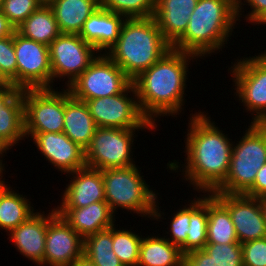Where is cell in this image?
<instances>
[{
    "mask_svg": "<svg viewBox=\"0 0 266 266\" xmlns=\"http://www.w3.org/2000/svg\"><path fill=\"white\" fill-rule=\"evenodd\" d=\"M207 115L201 111L190 114L184 142L187 157L181 167L185 181L198 193H212L225 181L233 147L228 134Z\"/></svg>",
    "mask_w": 266,
    "mask_h": 266,
    "instance_id": "obj_1",
    "label": "cell"
},
{
    "mask_svg": "<svg viewBox=\"0 0 266 266\" xmlns=\"http://www.w3.org/2000/svg\"><path fill=\"white\" fill-rule=\"evenodd\" d=\"M196 58L199 57L171 49L132 81L140 110L155 127L159 116L174 118L183 110L188 65Z\"/></svg>",
    "mask_w": 266,
    "mask_h": 266,
    "instance_id": "obj_2",
    "label": "cell"
},
{
    "mask_svg": "<svg viewBox=\"0 0 266 266\" xmlns=\"http://www.w3.org/2000/svg\"><path fill=\"white\" fill-rule=\"evenodd\" d=\"M237 18V5L232 0H198L190 15L185 33L172 49L206 57L220 52L231 37Z\"/></svg>",
    "mask_w": 266,
    "mask_h": 266,
    "instance_id": "obj_3",
    "label": "cell"
},
{
    "mask_svg": "<svg viewBox=\"0 0 266 266\" xmlns=\"http://www.w3.org/2000/svg\"><path fill=\"white\" fill-rule=\"evenodd\" d=\"M171 49L153 17L126 18L106 55L133 81Z\"/></svg>",
    "mask_w": 266,
    "mask_h": 266,
    "instance_id": "obj_4",
    "label": "cell"
},
{
    "mask_svg": "<svg viewBox=\"0 0 266 266\" xmlns=\"http://www.w3.org/2000/svg\"><path fill=\"white\" fill-rule=\"evenodd\" d=\"M138 168L133 165L102 170L105 201L115 214L118 212L116 209L120 207L119 209L139 214L141 217H151L152 220L161 221L165 213L159 209L161 208L157 199L159 193L149 188Z\"/></svg>",
    "mask_w": 266,
    "mask_h": 266,
    "instance_id": "obj_5",
    "label": "cell"
},
{
    "mask_svg": "<svg viewBox=\"0 0 266 266\" xmlns=\"http://www.w3.org/2000/svg\"><path fill=\"white\" fill-rule=\"evenodd\" d=\"M248 127L242 138L233 142L228 175L212 193L245 194L266 163V123H250Z\"/></svg>",
    "mask_w": 266,
    "mask_h": 266,
    "instance_id": "obj_6",
    "label": "cell"
},
{
    "mask_svg": "<svg viewBox=\"0 0 266 266\" xmlns=\"http://www.w3.org/2000/svg\"><path fill=\"white\" fill-rule=\"evenodd\" d=\"M229 68L237 100L250 112L251 123H266V51L256 57H244Z\"/></svg>",
    "mask_w": 266,
    "mask_h": 266,
    "instance_id": "obj_7",
    "label": "cell"
},
{
    "mask_svg": "<svg viewBox=\"0 0 266 266\" xmlns=\"http://www.w3.org/2000/svg\"><path fill=\"white\" fill-rule=\"evenodd\" d=\"M156 128H105L97 127L90 145L85 149L86 166L104 170L125 168L135 165L133 160V142L135 131ZM135 136V137H134Z\"/></svg>",
    "mask_w": 266,
    "mask_h": 266,
    "instance_id": "obj_8",
    "label": "cell"
},
{
    "mask_svg": "<svg viewBox=\"0 0 266 266\" xmlns=\"http://www.w3.org/2000/svg\"><path fill=\"white\" fill-rule=\"evenodd\" d=\"M86 103L97 127L157 128L142 114L133 83L122 93L87 100Z\"/></svg>",
    "mask_w": 266,
    "mask_h": 266,
    "instance_id": "obj_9",
    "label": "cell"
},
{
    "mask_svg": "<svg viewBox=\"0 0 266 266\" xmlns=\"http://www.w3.org/2000/svg\"><path fill=\"white\" fill-rule=\"evenodd\" d=\"M23 90L25 133H61L64 128L65 89Z\"/></svg>",
    "mask_w": 266,
    "mask_h": 266,
    "instance_id": "obj_10",
    "label": "cell"
},
{
    "mask_svg": "<svg viewBox=\"0 0 266 266\" xmlns=\"http://www.w3.org/2000/svg\"><path fill=\"white\" fill-rule=\"evenodd\" d=\"M132 81L106 54H99L67 88L80 101L122 93Z\"/></svg>",
    "mask_w": 266,
    "mask_h": 266,
    "instance_id": "obj_11",
    "label": "cell"
},
{
    "mask_svg": "<svg viewBox=\"0 0 266 266\" xmlns=\"http://www.w3.org/2000/svg\"><path fill=\"white\" fill-rule=\"evenodd\" d=\"M52 86L55 78L64 79L68 88L100 54L79 34L61 33L49 45ZM54 80V81H53Z\"/></svg>",
    "mask_w": 266,
    "mask_h": 266,
    "instance_id": "obj_12",
    "label": "cell"
},
{
    "mask_svg": "<svg viewBox=\"0 0 266 266\" xmlns=\"http://www.w3.org/2000/svg\"><path fill=\"white\" fill-rule=\"evenodd\" d=\"M17 61V89L52 87L49 46L26 38L14 31Z\"/></svg>",
    "mask_w": 266,
    "mask_h": 266,
    "instance_id": "obj_13",
    "label": "cell"
},
{
    "mask_svg": "<svg viewBox=\"0 0 266 266\" xmlns=\"http://www.w3.org/2000/svg\"><path fill=\"white\" fill-rule=\"evenodd\" d=\"M84 239L60 216L54 207L48 213L44 251L45 266H70L83 255Z\"/></svg>",
    "mask_w": 266,
    "mask_h": 266,
    "instance_id": "obj_14",
    "label": "cell"
},
{
    "mask_svg": "<svg viewBox=\"0 0 266 266\" xmlns=\"http://www.w3.org/2000/svg\"><path fill=\"white\" fill-rule=\"evenodd\" d=\"M229 211L239 243L266 237L260 198L244 194L212 193Z\"/></svg>",
    "mask_w": 266,
    "mask_h": 266,
    "instance_id": "obj_15",
    "label": "cell"
},
{
    "mask_svg": "<svg viewBox=\"0 0 266 266\" xmlns=\"http://www.w3.org/2000/svg\"><path fill=\"white\" fill-rule=\"evenodd\" d=\"M33 139L44 159L58 171L68 174L86 166L85 150L73 142L64 132L25 133Z\"/></svg>",
    "mask_w": 266,
    "mask_h": 266,
    "instance_id": "obj_16",
    "label": "cell"
},
{
    "mask_svg": "<svg viewBox=\"0 0 266 266\" xmlns=\"http://www.w3.org/2000/svg\"><path fill=\"white\" fill-rule=\"evenodd\" d=\"M70 174L71 180L62 194L61 204L55 208H82L105 201L102 171L85 166ZM73 178V179H72Z\"/></svg>",
    "mask_w": 266,
    "mask_h": 266,
    "instance_id": "obj_17",
    "label": "cell"
},
{
    "mask_svg": "<svg viewBox=\"0 0 266 266\" xmlns=\"http://www.w3.org/2000/svg\"><path fill=\"white\" fill-rule=\"evenodd\" d=\"M34 212L30 217L8 234V239L16 246L21 255L44 266V251L48 225V214L45 211ZM45 214V215H44Z\"/></svg>",
    "mask_w": 266,
    "mask_h": 266,
    "instance_id": "obj_18",
    "label": "cell"
},
{
    "mask_svg": "<svg viewBox=\"0 0 266 266\" xmlns=\"http://www.w3.org/2000/svg\"><path fill=\"white\" fill-rule=\"evenodd\" d=\"M56 211L83 239L109 229L116 221V215L106 201L82 208H56Z\"/></svg>",
    "mask_w": 266,
    "mask_h": 266,
    "instance_id": "obj_19",
    "label": "cell"
},
{
    "mask_svg": "<svg viewBox=\"0 0 266 266\" xmlns=\"http://www.w3.org/2000/svg\"><path fill=\"white\" fill-rule=\"evenodd\" d=\"M126 18L101 6L85 21L79 36L100 54H106L119 38ZM103 51V52H102Z\"/></svg>",
    "mask_w": 266,
    "mask_h": 266,
    "instance_id": "obj_20",
    "label": "cell"
},
{
    "mask_svg": "<svg viewBox=\"0 0 266 266\" xmlns=\"http://www.w3.org/2000/svg\"><path fill=\"white\" fill-rule=\"evenodd\" d=\"M198 0H156L153 18L164 38L173 45L187 30Z\"/></svg>",
    "mask_w": 266,
    "mask_h": 266,
    "instance_id": "obj_21",
    "label": "cell"
},
{
    "mask_svg": "<svg viewBox=\"0 0 266 266\" xmlns=\"http://www.w3.org/2000/svg\"><path fill=\"white\" fill-rule=\"evenodd\" d=\"M96 129L87 103L75 99L66 88L63 132L85 150L90 145Z\"/></svg>",
    "mask_w": 266,
    "mask_h": 266,
    "instance_id": "obj_22",
    "label": "cell"
},
{
    "mask_svg": "<svg viewBox=\"0 0 266 266\" xmlns=\"http://www.w3.org/2000/svg\"><path fill=\"white\" fill-rule=\"evenodd\" d=\"M100 6V0H56L50 8L61 33L80 34L85 21Z\"/></svg>",
    "mask_w": 266,
    "mask_h": 266,
    "instance_id": "obj_23",
    "label": "cell"
},
{
    "mask_svg": "<svg viewBox=\"0 0 266 266\" xmlns=\"http://www.w3.org/2000/svg\"><path fill=\"white\" fill-rule=\"evenodd\" d=\"M167 236L142 237L137 266H183L181 248L166 239Z\"/></svg>",
    "mask_w": 266,
    "mask_h": 266,
    "instance_id": "obj_24",
    "label": "cell"
},
{
    "mask_svg": "<svg viewBox=\"0 0 266 266\" xmlns=\"http://www.w3.org/2000/svg\"><path fill=\"white\" fill-rule=\"evenodd\" d=\"M23 90L0 109V141L10 150L25 138Z\"/></svg>",
    "mask_w": 266,
    "mask_h": 266,
    "instance_id": "obj_25",
    "label": "cell"
},
{
    "mask_svg": "<svg viewBox=\"0 0 266 266\" xmlns=\"http://www.w3.org/2000/svg\"><path fill=\"white\" fill-rule=\"evenodd\" d=\"M207 243L241 244L228 209L208 193Z\"/></svg>",
    "mask_w": 266,
    "mask_h": 266,
    "instance_id": "obj_26",
    "label": "cell"
},
{
    "mask_svg": "<svg viewBox=\"0 0 266 266\" xmlns=\"http://www.w3.org/2000/svg\"><path fill=\"white\" fill-rule=\"evenodd\" d=\"M7 185L0 191V230L9 233L25 222L35 210L26 195L19 194Z\"/></svg>",
    "mask_w": 266,
    "mask_h": 266,
    "instance_id": "obj_27",
    "label": "cell"
},
{
    "mask_svg": "<svg viewBox=\"0 0 266 266\" xmlns=\"http://www.w3.org/2000/svg\"><path fill=\"white\" fill-rule=\"evenodd\" d=\"M16 31L26 38L49 46L61 32L50 7L40 6Z\"/></svg>",
    "mask_w": 266,
    "mask_h": 266,
    "instance_id": "obj_28",
    "label": "cell"
},
{
    "mask_svg": "<svg viewBox=\"0 0 266 266\" xmlns=\"http://www.w3.org/2000/svg\"><path fill=\"white\" fill-rule=\"evenodd\" d=\"M207 195V196H206ZM190 202V223L187 232V253L204 249L207 244L208 193Z\"/></svg>",
    "mask_w": 266,
    "mask_h": 266,
    "instance_id": "obj_29",
    "label": "cell"
},
{
    "mask_svg": "<svg viewBox=\"0 0 266 266\" xmlns=\"http://www.w3.org/2000/svg\"><path fill=\"white\" fill-rule=\"evenodd\" d=\"M83 255L96 266H124L113 252L112 226L86 237Z\"/></svg>",
    "mask_w": 266,
    "mask_h": 266,
    "instance_id": "obj_30",
    "label": "cell"
},
{
    "mask_svg": "<svg viewBox=\"0 0 266 266\" xmlns=\"http://www.w3.org/2000/svg\"><path fill=\"white\" fill-rule=\"evenodd\" d=\"M115 225L112 226L113 252L124 266H137L143 236L123 227L119 230Z\"/></svg>",
    "mask_w": 266,
    "mask_h": 266,
    "instance_id": "obj_31",
    "label": "cell"
},
{
    "mask_svg": "<svg viewBox=\"0 0 266 266\" xmlns=\"http://www.w3.org/2000/svg\"><path fill=\"white\" fill-rule=\"evenodd\" d=\"M101 7L125 18L153 17L156 0H100Z\"/></svg>",
    "mask_w": 266,
    "mask_h": 266,
    "instance_id": "obj_32",
    "label": "cell"
},
{
    "mask_svg": "<svg viewBox=\"0 0 266 266\" xmlns=\"http://www.w3.org/2000/svg\"><path fill=\"white\" fill-rule=\"evenodd\" d=\"M187 205H183L182 209H178L177 212L173 213L172 218H168L171 219L168 222L170 223V230L168 232L165 231L170 235L166 239L180 247L183 254H187V232L189 231L190 223V204Z\"/></svg>",
    "mask_w": 266,
    "mask_h": 266,
    "instance_id": "obj_33",
    "label": "cell"
},
{
    "mask_svg": "<svg viewBox=\"0 0 266 266\" xmlns=\"http://www.w3.org/2000/svg\"><path fill=\"white\" fill-rule=\"evenodd\" d=\"M203 250L217 266H243L241 244L207 243Z\"/></svg>",
    "mask_w": 266,
    "mask_h": 266,
    "instance_id": "obj_34",
    "label": "cell"
},
{
    "mask_svg": "<svg viewBox=\"0 0 266 266\" xmlns=\"http://www.w3.org/2000/svg\"><path fill=\"white\" fill-rule=\"evenodd\" d=\"M39 7L36 0H3L1 11L16 30Z\"/></svg>",
    "mask_w": 266,
    "mask_h": 266,
    "instance_id": "obj_35",
    "label": "cell"
},
{
    "mask_svg": "<svg viewBox=\"0 0 266 266\" xmlns=\"http://www.w3.org/2000/svg\"><path fill=\"white\" fill-rule=\"evenodd\" d=\"M0 68L2 73L17 88V61L14 49V33L11 36L0 39Z\"/></svg>",
    "mask_w": 266,
    "mask_h": 266,
    "instance_id": "obj_36",
    "label": "cell"
},
{
    "mask_svg": "<svg viewBox=\"0 0 266 266\" xmlns=\"http://www.w3.org/2000/svg\"><path fill=\"white\" fill-rule=\"evenodd\" d=\"M243 266H266V237L241 244Z\"/></svg>",
    "mask_w": 266,
    "mask_h": 266,
    "instance_id": "obj_37",
    "label": "cell"
},
{
    "mask_svg": "<svg viewBox=\"0 0 266 266\" xmlns=\"http://www.w3.org/2000/svg\"><path fill=\"white\" fill-rule=\"evenodd\" d=\"M242 5H248L251 8V11L245 16L246 22L259 26L266 19V0H243V2H240L237 5L238 21L242 16V12H244L241 11L244 8Z\"/></svg>",
    "mask_w": 266,
    "mask_h": 266,
    "instance_id": "obj_38",
    "label": "cell"
},
{
    "mask_svg": "<svg viewBox=\"0 0 266 266\" xmlns=\"http://www.w3.org/2000/svg\"><path fill=\"white\" fill-rule=\"evenodd\" d=\"M183 266H217L212 257L203 249L184 254Z\"/></svg>",
    "mask_w": 266,
    "mask_h": 266,
    "instance_id": "obj_39",
    "label": "cell"
},
{
    "mask_svg": "<svg viewBox=\"0 0 266 266\" xmlns=\"http://www.w3.org/2000/svg\"><path fill=\"white\" fill-rule=\"evenodd\" d=\"M244 195L252 198L266 197V163L259 169L253 186Z\"/></svg>",
    "mask_w": 266,
    "mask_h": 266,
    "instance_id": "obj_40",
    "label": "cell"
},
{
    "mask_svg": "<svg viewBox=\"0 0 266 266\" xmlns=\"http://www.w3.org/2000/svg\"><path fill=\"white\" fill-rule=\"evenodd\" d=\"M15 31V28L9 23L6 16L0 9V39L11 36Z\"/></svg>",
    "mask_w": 266,
    "mask_h": 266,
    "instance_id": "obj_41",
    "label": "cell"
},
{
    "mask_svg": "<svg viewBox=\"0 0 266 266\" xmlns=\"http://www.w3.org/2000/svg\"><path fill=\"white\" fill-rule=\"evenodd\" d=\"M19 91L13 86L0 87V109Z\"/></svg>",
    "mask_w": 266,
    "mask_h": 266,
    "instance_id": "obj_42",
    "label": "cell"
},
{
    "mask_svg": "<svg viewBox=\"0 0 266 266\" xmlns=\"http://www.w3.org/2000/svg\"><path fill=\"white\" fill-rule=\"evenodd\" d=\"M70 266H96L92 263L86 256L82 255L76 261H74Z\"/></svg>",
    "mask_w": 266,
    "mask_h": 266,
    "instance_id": "obj_43",
    "label": "cell"
},
{
    "mask_svg": "<svg viewBox=\"0 0 266 266\" xmlns=\"http://www.w3.org/2000/svg\"><path fill=\"white\" fill-rule=\"evenodd\" d=\"M12 86L11 81L2 73L0 68V87Z\"/></svg>",
    "mask_w": 266,
    "mask_h": 266,
    "instance_id": "obj_44",
    "label": "cell"
},
{
    "mask_svg": "<svg viewBox=\"0 0 266 266\" xmlns=\"http://www.w3.org/2000/svg\"><path fill=\"white\" fill-rule=\"evenodd\" d=\"M5 164H3L2 162L0 163V191L4 188V186L6 185V181H3L5 178L2 179L3 172L5 171Z\"/></svg>",
    "mask_w": 266,
    "mask_h": 266,
    "instance_id": "obj_45",
    "label": "cell"
},
{
    "mask_svg": "<svg viewBox=\"0 0 266 266\" xmlns=\"http://www.w3.org/2000/svg\"><path fill=\"white\" fill-rule=\"evenodd\" d=\"M40 6L50 7L56 0H36Z\"/></svg>",
    "mask_w": 266,
    "mask_h": 266,
    "instance_id": "obj_46",
    "label": "cell"
},
{
    "mask_svg": "<svg viewBox=\"0 0 266 266\" xmlns=\"http://www.w3.org/2000/svg\"><path fill=\"white\" fill-rule=\"evenodd\" d=\"M260 202H261V208L263 211L264 219L266 221V197L260 198Z\"/></svg>",
    "mask_w": 266,
    "mask_h": 266,
    "instance_id": "obj_47",
    "label": "cell"
},
{
    "mask_svg": "<svg viewBox=\"0 0 266 266\" xmlns=\"http://www.w3.org/2000/svg\"><path fill=\"white\" fill-rule=\"evenodd\" d=\"M7 151L9 152V149L0 141V156H5V154H7Z\"/></svg>",
    "mask_w": 266,
    "mask_h": 266,
    "instance_id": "obj_48",
    "label": "cell"
},
{
    "mask_svg": "<svg viewBox=\"0 0 266 266\" xmlns=\"http://www.w3.org/2000/svg\"><path fill=\"white\" fill-rule=\"evenodd\" d=\"M236 5H238L242 0H232Z\"/></svg>",
    "mask_w": 266,
    "mask_h": 266,
    "instance_id": "obj_49",
    "label": "cell"
},
{
    "mask_svg": "<svg viewBox=\"0 0 266 266\" xmlns=\"http://www.w3.org/2000/svg\"><path fill=\"white\" fill-rule=\"evenodd\" d=\"M2 2H3V0H0V9H1V7H2Z\"/></svg>",
    "mask_w": 266,
    "mask_h": 266,
    "instance_id": "obj_50",
    "label": "cell"
}]
</instances>
